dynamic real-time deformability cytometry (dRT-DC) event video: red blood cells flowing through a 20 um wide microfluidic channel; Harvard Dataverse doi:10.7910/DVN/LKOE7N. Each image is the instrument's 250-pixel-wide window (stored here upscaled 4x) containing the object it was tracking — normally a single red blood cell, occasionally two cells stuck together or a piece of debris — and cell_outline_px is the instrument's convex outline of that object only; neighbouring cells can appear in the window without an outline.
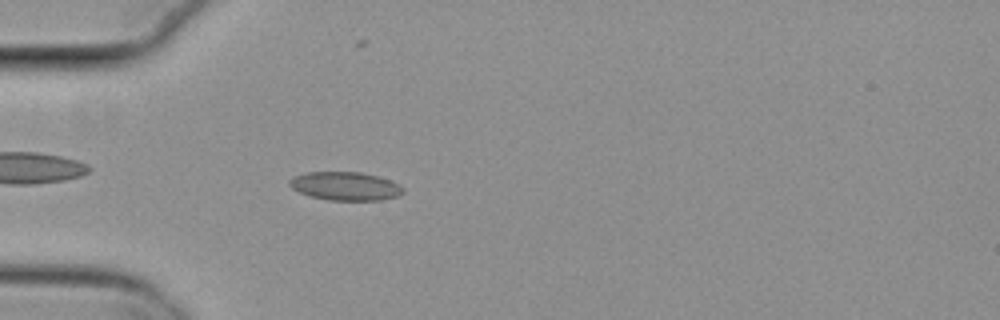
{"species": "common noctule bat (a hibernating species)", "species_latin": "Nyctalus noctula", "temperature_condition": "cold", "stored_images_in_passage": 42, "camera_frame_rate_fps": 3000, "um_per_image_px": 0.085, "animal": {"sex": "female", "body_mass_g": 29.2, "forearm_length_mm": 56.3}, "frame": {"image": 1, "passage_image": 4, "time_ms": 1.0, "image_size_px": [1000, 320], "cell_outline_px": [[404, 192], [400, 196], [380, 200], [328, 200], [312, 196], [300, 192], [292, 188], [288, 184], [288, 180], [292, 176], [308, 172], [360, 172], [376, 176], [388, 180], [404, 188]], "centroid_in_image_um": [29.33, 15.82], "position_along_channel_um": 55.7, "area_um2": 18.73}}
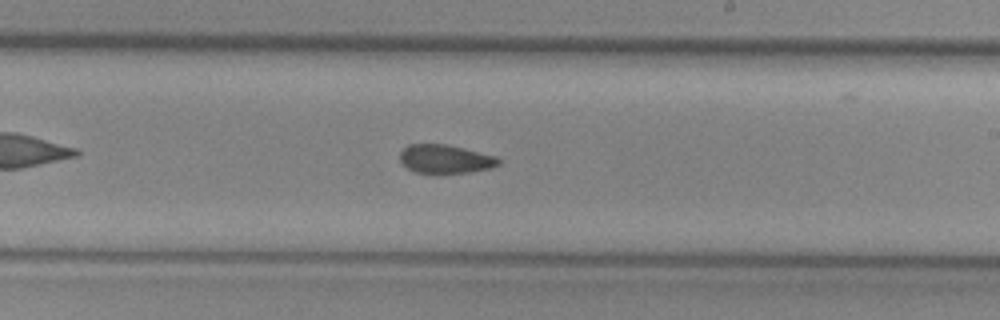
{"frame": {"image": 2, "passage_image": 20, "time_ms": 6.333, "image_size_px": [1000, 320], "cell_outline_px": [[500, 164], [492, 168], [472, 172], [416, 172], [408, 168], [400, 160], [400, 152], [408, 144], [444, 144], [464, 148], [496, 156], [500, 160]], "centroid_in_image_um": [37.88, 13.5], "position_along_channel_um": 251.1, "area_um2": 16.24}}
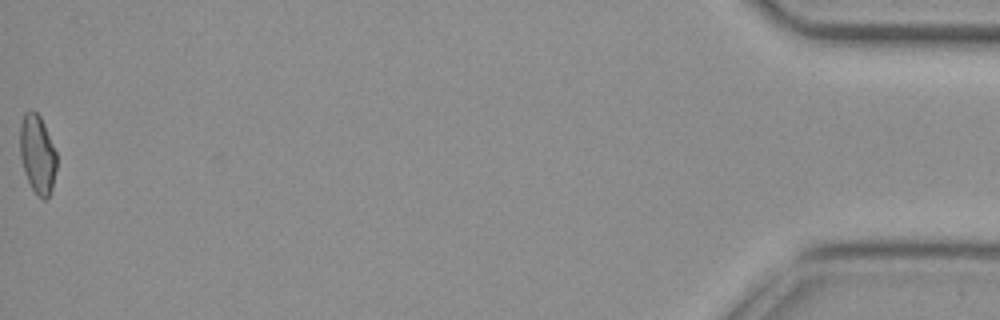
{"frame": {"image": 3, "passage_image": 42, "time_ms": 13.667, "image_size_px": [1000, 320], "cell_outline_px": [[56, 168], [52, 188], [48, 196], [44, 200], [36, 196], [24, 172], [20, 156], [20, 124], [24, 112], [36, 112], [40, 116], [44, 124], [56, 152]], "centroid_in_image_um": [3.17, 13.13], "position_along_channel_um": 432.0, "area_um2": 16.7}, "authors_computed_cell_mechanics": {"area_um2": 17.3111, "velocity_mm_per_s": 3.8248, "shape_relaxation_time_tau1_ms": null, "shape_relaxation_time_tau2_ms": 3.8683, "deformation_change_tau1": null, "deformation_change_tau2": 0.0705}}